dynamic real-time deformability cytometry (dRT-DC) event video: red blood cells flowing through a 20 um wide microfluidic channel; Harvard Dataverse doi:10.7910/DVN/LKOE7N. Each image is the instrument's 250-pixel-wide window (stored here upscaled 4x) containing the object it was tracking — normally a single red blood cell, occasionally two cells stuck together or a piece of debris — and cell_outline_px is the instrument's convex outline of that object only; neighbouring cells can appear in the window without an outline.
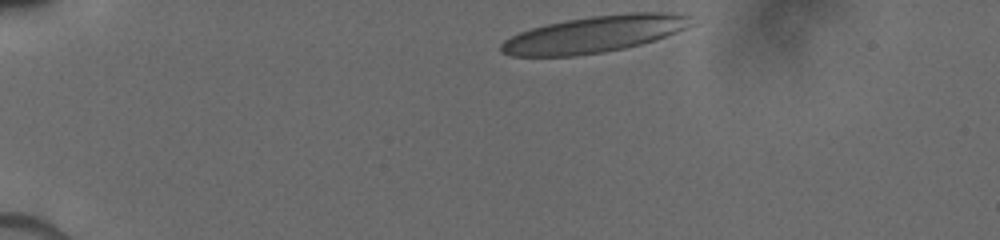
{"species": "human", "species_latin": "Homo sapiens", "temperature_condition": "cold", "stored_images_in_passage": 3, "camera_frame_rate_fps": 3000, "um_per_image_px": 0.085, "donor": {"sex": "male"}, "frame": {"image": 1, "passage_image": 1, "time_ms": 0.0, "image_size_px": [1000, 240], "cell_outline_px": [[696, 24], [688, 28], [656, 40], [624, 48], [604, 52], [572, 56], [512, 56], [500, 52], [500, 44], [504, 40], [520, 32], [532, 28], [548, 24], [568, 20], [592, 16], [628, 12], [668, 12], [692, 16]], "centroid_in_image_um": [50.6, 2.9], "position_along_channel_um": 34.4, "area_um2": 40.81}}